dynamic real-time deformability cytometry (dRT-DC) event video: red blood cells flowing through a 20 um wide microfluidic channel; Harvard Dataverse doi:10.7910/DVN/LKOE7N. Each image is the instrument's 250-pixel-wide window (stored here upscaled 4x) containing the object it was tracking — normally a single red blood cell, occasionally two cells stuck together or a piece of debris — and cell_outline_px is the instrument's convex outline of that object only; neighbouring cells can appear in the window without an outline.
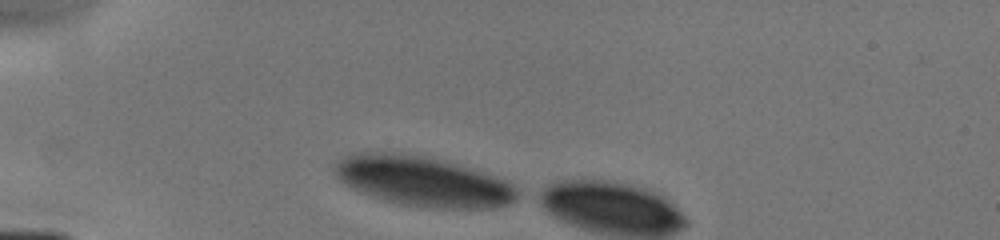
{"species": "human", "species_latin": "Homo sapiens", "temperature_condition": "cold", "stored_images_in_passage": 2, "camera_frame_rate_fps": 3000, "um_per_image_px": 0.085, "donor": {"sex": "male"}, "frame": {"image": 1, "passage_image": 1, "time_ms": 0.0, "image_size_px": [1000, 240], "cell_outline_px": [[520, 192], [516, 200], [508, 204], [492, 208], [432, 208], [400, 204], [384, 200], [372, 196], [352, 188], [344, 184], [336, 176], [332, 168], [332, 164], [352, 152], [396, 152], [436, 160], [452, 164], [504, 180], [512, 184]], "centroid_in_image_um": [35.87, 15.43], "position_along_channel_um": 49.1, "area_um2": 52.37}}